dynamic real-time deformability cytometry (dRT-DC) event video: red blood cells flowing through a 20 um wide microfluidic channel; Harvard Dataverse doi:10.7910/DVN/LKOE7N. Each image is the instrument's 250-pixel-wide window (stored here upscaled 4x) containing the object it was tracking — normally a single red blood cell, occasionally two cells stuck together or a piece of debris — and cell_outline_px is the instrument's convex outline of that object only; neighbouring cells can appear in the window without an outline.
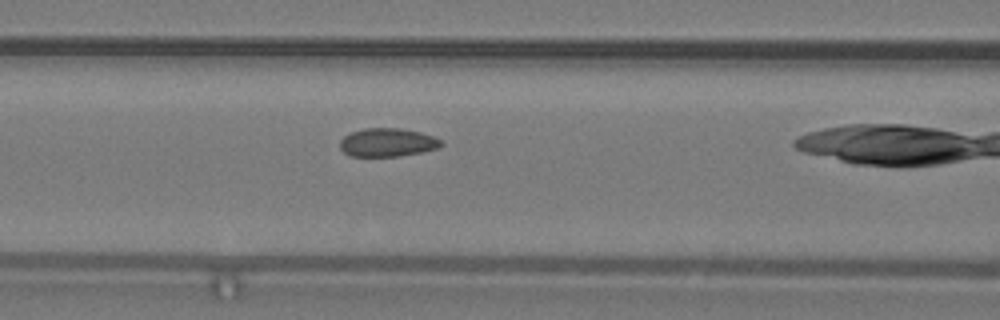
{"species": "common noctule bat (a hibernating species)", "species_latin": "Nyctalus noctula", "temperature_condition": "warm", "stored_images_in_passage": 38, "camera_frame_rate_fps": 3000, "um_per_image_px": 0.085, "animal": {"sex": "male", "body_mass_g": 19.2, "forearm_length_mm": 51.8}, "frame": {"image": 1, "passage_image": 18, "time_ms": 5.667, "image_size_px": [1000, 320], "cell_outline_px": [[444, 144], [436, 148], [424, 152], [400, 156], [348, 156], [340, 148], [340, 140], [344, 136], [352, 132], [364, 128], [400, 128], [420, 132], [444, 140]], "centroid_in_image_um": [32.95, 12.11], "position_along_channel_um": 133.6, "area_um2": 16.88}}
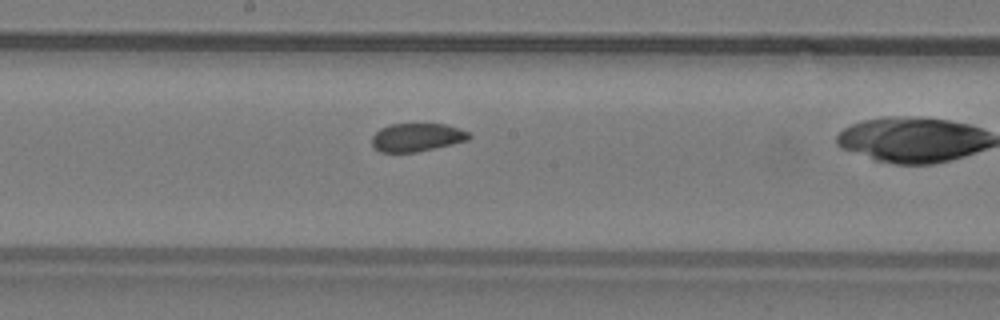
{"frame": {"image": 2, "passage_image": 24, "time_ms": 7.667, "image_size_px": [1000, 320], "cell_outline_px": [[472, 136], [468, 140], [452, 144], [416, 152], [380, 152], [372, 144], [372, 136], [380, 128], [388, 124], [448, 124], [460, 128], [468, 132]], "centroid_in_image_um": [35.44, 11.66], "position_along_channel_um": 212.8, "area_um2": 16.01}}
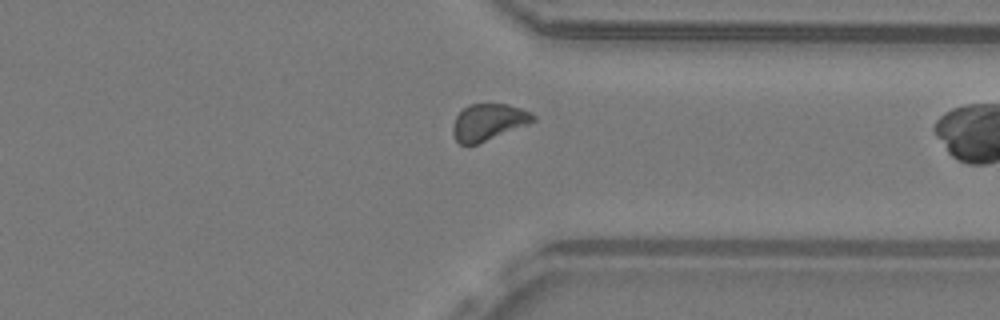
{"frame": {"image": 3, "passage_image": 36, "time_ms": 11.667, "image_size_px": [1000, 320], "cell_outline_px": [[536, 120], [528, 124], [476, 144], [460, 144], [456, 140], [452, 132], [452, 128], [456, 116], [468, 104], [508, 104], [520, 108], [536, 116]], "centroid_in_image_um": [41.5, 10.37], "position_along_channel_um": 369.9, "area_um2": 16.82}}